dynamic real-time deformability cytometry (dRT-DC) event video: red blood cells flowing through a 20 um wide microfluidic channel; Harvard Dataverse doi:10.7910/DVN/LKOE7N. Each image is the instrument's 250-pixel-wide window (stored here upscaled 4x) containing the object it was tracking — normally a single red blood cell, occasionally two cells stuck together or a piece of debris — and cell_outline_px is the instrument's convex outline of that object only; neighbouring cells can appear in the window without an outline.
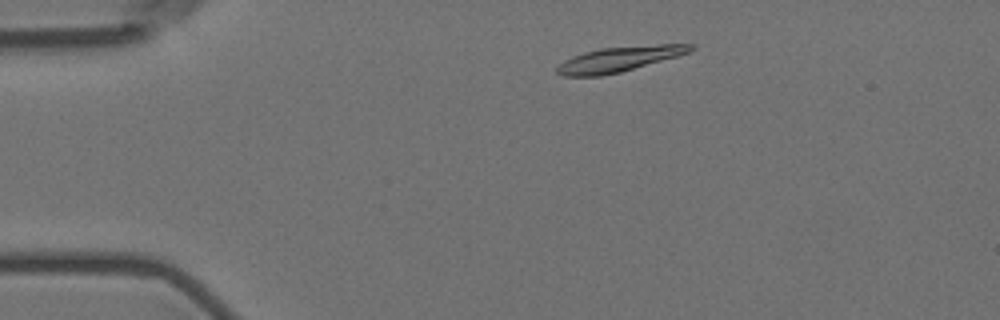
{"species": "Egyptian fruit bat (a non-hibernating species)", "species_latin": "Rousettus aegyptiacus", "temperature_condition": "room temperature", "stored_images_in_passage": 4, "camera_frame_rate_fps": 3000, "um_per_image_px": 0.085, "animal": {"sex": "female"}, "frame": {"image": 1, "passage_image": 2, "time_ms": 0.333, "image_size_px": [1000, 320], "cell_outline_px": [[696, 48], [688, 52], [676, 56], [620, 72], [600, 76], [564, 76], [556, 72], [556, 68], [564, 60], [572, 56], [584, 52], [604, 48], [660, 44], [696, 44]], "centroid_in_image_um": [52.61, 5.02], "position_along_channel_um": 32.4, "area_um2": 19.19}}
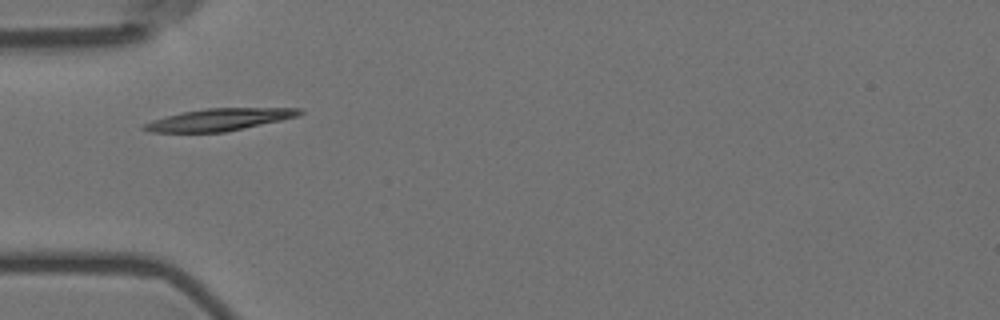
{"frame": {"image": 2, "passage_image": 4, "time_ms": 1.0, "image_size_px": [1000, 320], "cell_outline_px": [[304, 112], [296, 116], [280, 120], [224, 132], [148, 132], [140, 128], [144, 124], [152, 120], [180, 112], [208, 108], [304, 108]], "centroid_in_image_um": [18.59, 10.16], "position_along_channel_um": 66.4, "area_um2": 19.88}}